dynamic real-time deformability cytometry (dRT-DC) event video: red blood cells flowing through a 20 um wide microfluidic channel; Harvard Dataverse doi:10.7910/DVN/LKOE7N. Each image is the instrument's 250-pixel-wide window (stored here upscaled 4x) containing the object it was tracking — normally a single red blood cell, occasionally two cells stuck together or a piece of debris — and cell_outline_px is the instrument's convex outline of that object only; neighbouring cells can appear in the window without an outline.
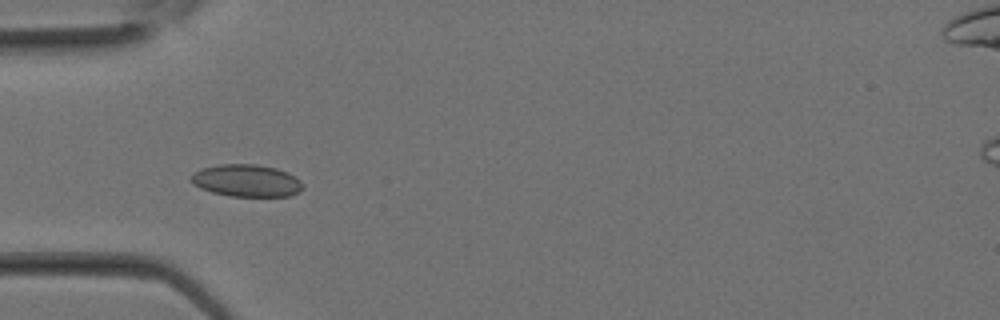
{"species": "Egyptian fruit bat (a non-hibernating species)", "species_latin": "Rousettus aegyptiacus", "temperature_condition": "room temperature", "stored_images_in_passage": 15, "camera_frame_rate_fps": 3000, "um_per_image_px": 0.085, "animal": {"sex": "female"}, "frame": {"image": 1, "passage_image": 8, "time_ms": 2.333, "image_size_px": [1000, 320], "cell_outline_px": [[304, 188], [300, 192], [288, 196], [228, 196], [212, 192], [200, 188], [192, 184], [188, 176], [192, 172], [200, 168], [216, 164], [256, 164], [276, 168], [288, 172], [296, 176], [304, 184]], "centroid_in_image_um": [20.93, 15.34], "position_along_channel_um": 64.1, "area_um2": 21.5}}
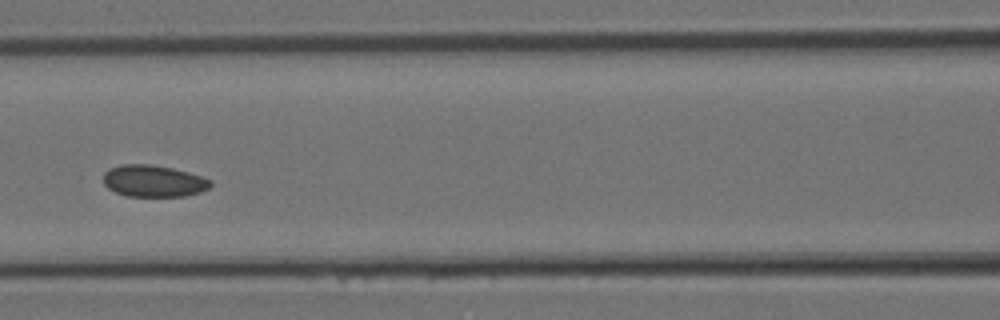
{"frame": {"image": 2, "passage_image": 12, "time_ms": 3.667, "image_size_px": [1000, 320], "cell_outline_px": [[212, 184], [208, 188], [200, 192], [184, 196], [128, 196], [116, 192], [108, 188], [104, 184], [104, 172], [108, 168], [120, 164], [152, 164], [172, 168], [188, 172], [212, 180]], "centroid_in_image_um": [13.03, 15.37], "position_along_channel_um": 153.6, "area_um2": 19.88}}
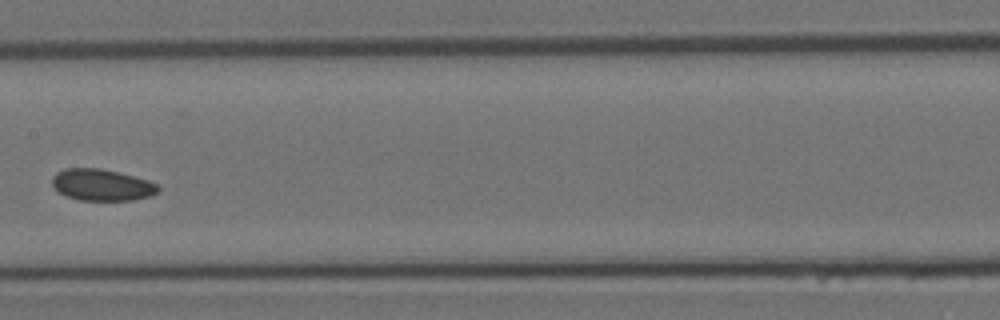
{"frame": {"image": 3, "passage_image": 14, "time_ms": 4.333, "image_size_px": [1000, 320], "cell_outline_px": [[160, 188], [152, 196], [132, 200], [80, 200], [68, 196], [60, 192], [52, 184], [52, 176], [56, 172], [64, 168], [100, 168], [148, 180], [160, 184]], "centroid_in_image_um": [8.67, 15.71], "position_along_channel_um": 198.7, "area_um2": 19.42}}